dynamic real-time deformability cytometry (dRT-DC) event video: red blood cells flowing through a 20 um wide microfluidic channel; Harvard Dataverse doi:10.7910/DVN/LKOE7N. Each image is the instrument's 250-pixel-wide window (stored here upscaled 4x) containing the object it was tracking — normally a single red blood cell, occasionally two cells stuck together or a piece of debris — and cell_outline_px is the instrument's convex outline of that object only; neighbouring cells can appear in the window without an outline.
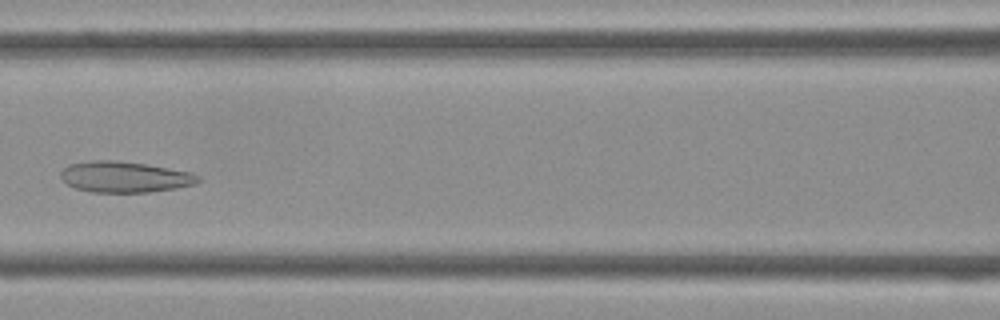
{"species": "Egyptian fruit bat (a non-hibernating species)", "species_latin": "Rousettus aegyptiacus", "temperature_condition": "cold", "stored_images_in_passage": 43, "camera_frame_rate_fps": 3000, "um_per_image_px": 0.085, "frame": {"image": 1, "passage_image": 18, "time_ms": 5.667, "image_size_px": [1000, 320], "cell_outline_px": [[200, 180], [196, 184], [176, 188], [148, 192], [92, 192], [76, 188], [68, 184], [60, 176], [60, 172], [68, 164], [92, 160], [116, 160], [144, 164], [192, 172], [200, 176]], "centroid_in_image_um": [10.61, 15.03], "position_along_channel_um": 156.0, "area_um2": 24.74}}
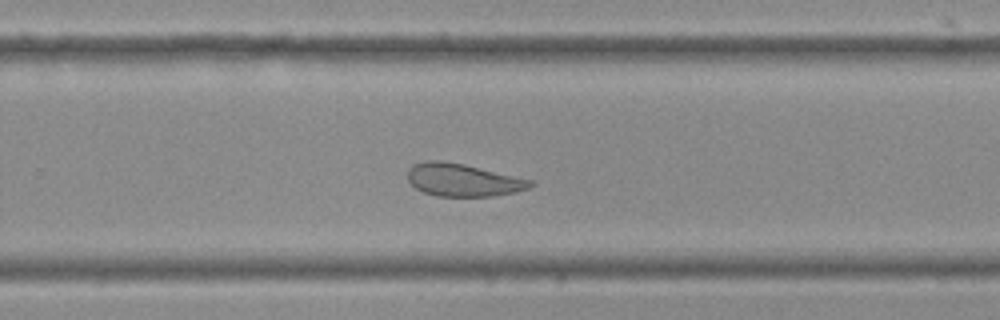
{"frame": {"image": 2, "passage_image": 27, "time_ms": 8.667, "image_size_px": [1000, 320], "cell_outline_px": [[536, 184], [528, 188], [516, 192], [492, 196], [436, 196], [424, 192], [416, 188], [408, 180], [408, 168], [412, 164], [428, 160], [440, 160], [464, 164], [532, 180]], "centroid_in_image_um": [39.34, 15.29], "position_along_channel_um": 290.5, "area_um2": 23.35}}
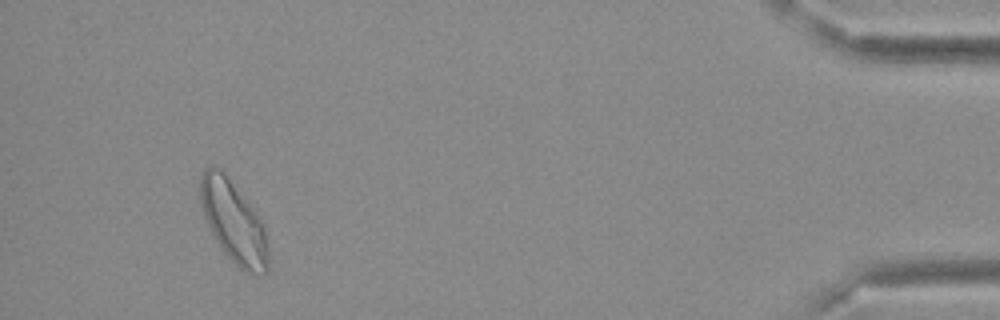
{"frame": {"image": 3, "passage_image": 40, "time_ms": 13.0, "image_size_px": [1000, 320], "cell_outline_px": [[268, 272], [244, 272], [224, 252], [212, 236], [204, 216], [200, 204], [200, 176], [204, 168], [212, 164], [216, 164], [224, 172], [264, 224], [268, 248]], "centroid_in_image_um": [19.81, 18.82], "position_along_channel_um": 415.4, "area_um2": 32.25}}